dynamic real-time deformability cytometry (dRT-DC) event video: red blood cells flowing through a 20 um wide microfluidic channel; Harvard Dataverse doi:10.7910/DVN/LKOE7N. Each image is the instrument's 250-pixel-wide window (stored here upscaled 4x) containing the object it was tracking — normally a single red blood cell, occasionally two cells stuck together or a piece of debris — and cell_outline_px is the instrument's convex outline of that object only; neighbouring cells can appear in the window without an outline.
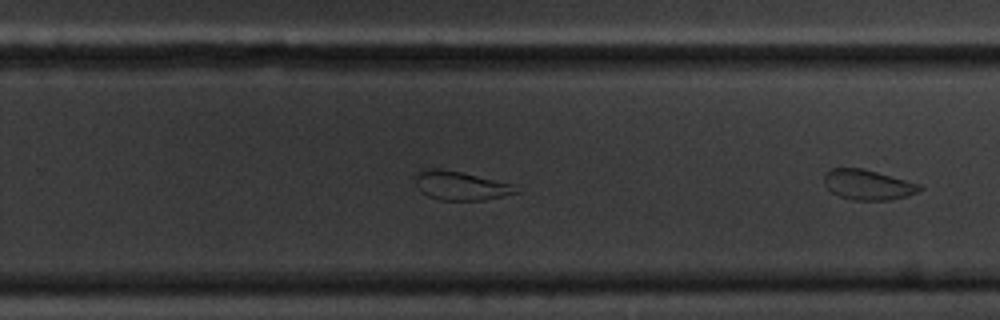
{"species": "common noctule bat (a hibernating species)", "species_latin": "Nyctalus noctula", "temperature_condition": "cold", "stored_images_in_passage": 23, "segment_of_instrument_passage": [2, 2], "camera_frame_rate_fps": 3000, "um_per_image_px": 0.085, "animal": {"sex": "male", "body_mass_g": 20.1, "forearm_length_mm": 53.5}, "frame": {"image": 1, "passage_image": 23, "time_ms": 7.333, "image_size_px": [1000, 320], "cell_outline_px": [[924, 188], [908, 196], [888, 200], [852, 200], [840, 196], [832, 192], [824, 184], [824, 172], [832, 168], [864, 168], [920, 184]], "centroid_in_image_um": [73.76, 15.7], "position_along_channel_um": 256.0, "area_um2": 16.82}}